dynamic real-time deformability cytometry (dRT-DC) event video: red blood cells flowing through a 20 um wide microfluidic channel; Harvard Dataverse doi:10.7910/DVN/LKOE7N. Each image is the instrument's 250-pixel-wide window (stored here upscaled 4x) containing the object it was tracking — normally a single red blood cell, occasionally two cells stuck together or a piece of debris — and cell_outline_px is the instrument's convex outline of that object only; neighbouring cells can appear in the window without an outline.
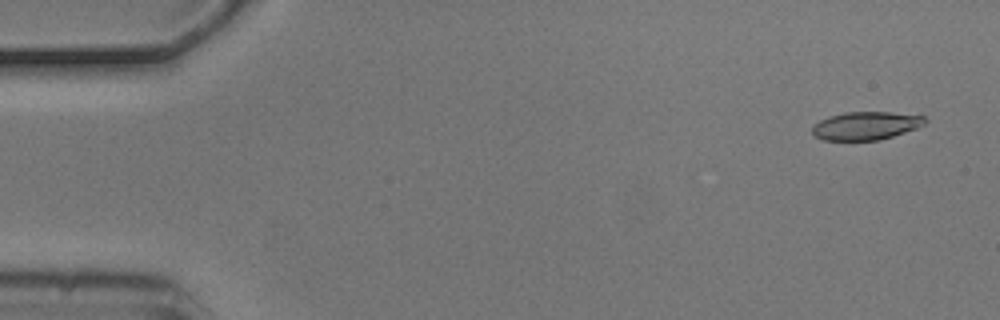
{"species": "common noctule bat (a hibernating species)", "species_latin": "Nyctalus noctula", "temperature_condition": "cold", "stored_images_in_passage": 3, "camera_frame_rate_fps": 3000, "um_per_image_px": 0.085, "animal": {"sex": "male", "body_mass_g": 20.5, "forearm_length_mm": 52.5}, "frame": {"image": 1, "passage_image": 1, "time_ms": 0.0, "image_size_px": [1000, 320], "cell_outline_px": [[928, 120], [924, 124], [916, 128], [880, 140], [824, 140], [816, 136], [812, 132], [812, 128], [820, 120], [828, 116], [844, 112], [892, 112], [924, 116]], "centroid_in_image_um": [73.61, 10.68], "position_along_channel_um": 11.4, "area_um2": 18.38}}